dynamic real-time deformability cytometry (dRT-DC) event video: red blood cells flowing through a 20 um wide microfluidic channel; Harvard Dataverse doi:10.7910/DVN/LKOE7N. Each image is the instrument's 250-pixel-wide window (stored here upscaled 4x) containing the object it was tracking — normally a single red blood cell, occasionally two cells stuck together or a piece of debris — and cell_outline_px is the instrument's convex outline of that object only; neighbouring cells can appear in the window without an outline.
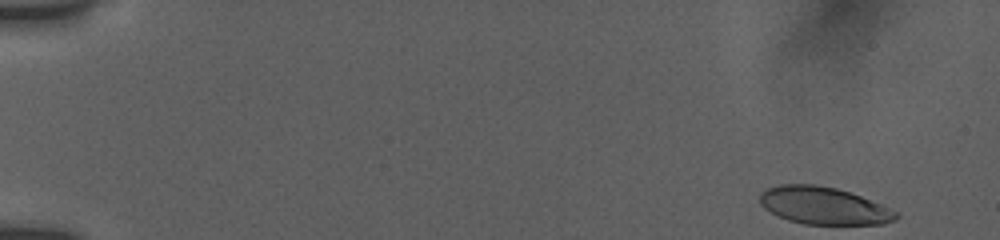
{"species": "human", "species_latin": "Homo sapiens", "temperature_condition": "room temperature", "stored_images_in_passage": 52, "camera_frame_rate_fps": 3000, "um_per_image_px": 0.085, "donor": {"sex": "female"}, "frame": {"image": 1, "passage_image": 1, "time_ms": 0.0, "image_size_px": [1000, 240], "cell_outline_px": [[900, 216], [896, 220], [884, 224], [804, 224], [788, 220], [764, 208], [760, 204], [760, 192], [768, 188], [780, 184], [816, 184], [836, 188], [860, 196], [900, 212]], "centroid_in_image_um": [70.03, 17.48], "position_along_channel_um": 15.0, "area_um2": 29.65}}
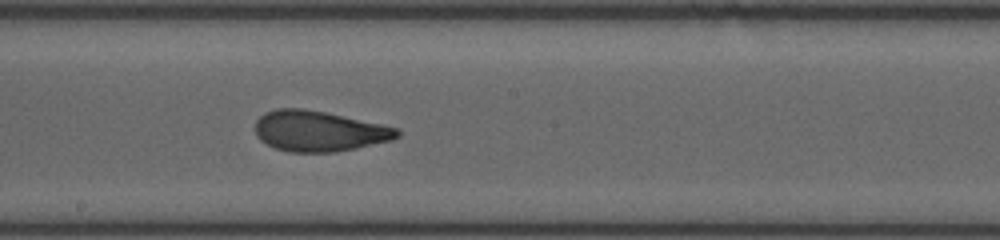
{"frame": {"image": 2, "passage_image": 29, "time_ms": 9.333, "image_size_px": [1000, 240], "cell_outline_px": [[400, 136], [392, 140], [356, 148], [336, 152], [288, 152], [276, 148], [260, 140], [256, 136], [256, 120], [264, 112], [276, 108], [304, 108], [324, 112], [400, 128]], "centroid_in_image_um": [27.11, 11.14], "position_along_channel_um": 221.1, "area_um2": 33.58}}
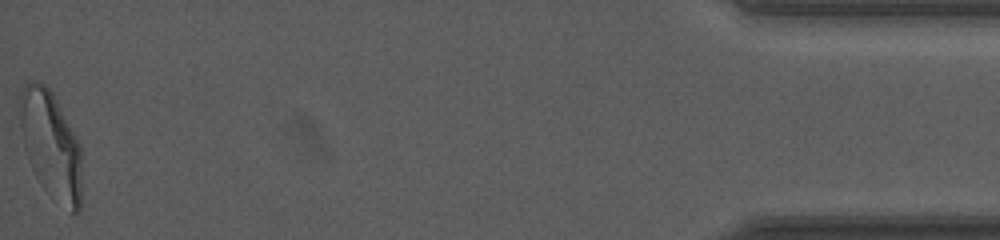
{"frame": {"image": 3, "passage_image": 52, "time_ms": 17.0, "image_size_px": [1000, 240], "cell_outline_px": [[80, 212], [72, 212], [36, 176], [28, 160], [24, 148], [20, 128], [20, 92], [28, 80], [36, 80], [44, 84], [52, 92], [76, 136], [80, 144]], "centroid_in_image_um": [4.3, 12.2], "position_along_channel_um": 430.9, "area_um2": 37.63}, "authors_computed_cell_mechanics": {"area_um2": 33.3795, "velocity_mm_per_s": 3.8384, "shape_relaxation_time_tau1_ms": 6.6467, "shape_relaxation_time_tau2_ms": 1.3124, "deformation_change_tau1": 0.2095, "deformation_change_tau2": 0.0877}}